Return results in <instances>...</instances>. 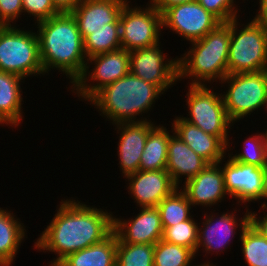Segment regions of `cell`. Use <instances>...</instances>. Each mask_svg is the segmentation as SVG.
Masks as SVG:
<instances>
[{
	"instance_id": "cell-43",
	"label": "cell",
	"mask_w": 267,
	"mask_h": 266,
	"mask_svg": "<svg viewBox=\"0 0 267 266\" xmlns=\"http://www.w3.org/2000/svg\"><path fill=\"white\" fill-rule=\"evenodd\" d=\"M6 124V126H8V124L0 117V125H5Z\"/></svg>"
},
{
	"instance_id": "cell-3",
	"label": "cell",
	"mask_w": 267,
	"mask_h": 266,
	"mask_svg": "<svg viewBox=\"0 0 267 266\" xmlns=\"http://www.w3.org/2000/svg\"><path fill=\"white\" fill-rule=\"evenodd\" d=\"M164 93L154 84L131 74L99 90L88 102L98 109L100 115L117 124L123 122L147 121V114L154 107L155 100ZM142 116L137 118V116ZM137 118V119H136Z\"/></svg>"
},
{
	"instance_id": "cell-22",
	"label": "cell",
	"mask_w": 267,
	"mask_h": 266,
	"mask_svg": "<svg viewBox=\"0 0 267 266\" xmlns=\"http://www.w3.org/2000/svg\"><path fill=\"white\" fill-rule=\"evenodd\" d=\"M22 80L21 76L0 71V117L12 128L23 121Z\"/></svg>"
},
{
	"instance_id": "cell-23",
	"label": "cell",
	"mask_w": 267,
	"mask_h": 266,
	"mask_svg": "<svg viewBox=\"0 0 267 266\" xmlns=\"http://www.w3.org/2000/svg\"><path fill=\"white\" fill-rule=\"evenodd\" d=\"M8 209L0 207V266H12L26 236V227Z\"/></svg>"
},
{
	"instance_id": "cell-42",
	"label": "cell",
	"mask_w": 267,
	"mask_h": 266,
	"mask_svg": "<svg viewBox=\"0 0 267 266\" xmlns=\"http://www.w3.org/2000/svg\"><path fill=\"white\" fill-rule=\"evenodd\" d=\"M197 266H216V265H213V263H210L209 261H206V262L201 263V264H199Z\"/></svg>"
},
{
	"instance_id": "cell-30",
	"label": "cell",
	"mask_w": 267,
	"mask_h": 266,
	"mask_svg": "<svg viewBox=\"0 0 267 266\" xmlns=\"http://www.w3.org/2000/svg\"><path fill=\"white\" fill-rule=\"evenodd\" d=\"M116 266H154V245L117 242Z\"/></svg>"
},
{
	"instance_id": "cell-12",
	"label": "cell",
	"mask_w": 267,
	"mask_h": 266,
	"mask_svg": "<svg viewBox=\"0 0 267 266\" xmlns=\"http://www.w3.org/2000/svg\"><path fill=\"white\" fill-rule=\"evenodd\" d=\"M220 23L222 22L198 1L177 4L162 13L163 29L170 28L168 30L189 43L205 37Z\"/></svg>"
},
{
	"instance_id": "cell-13",
	"label": "cell",
	"mask_w": 267,
	"mask_h": 266,
	"mask_svg": "<svg viewBox=\"0 0 267 266\" xmlns=\"http://www.w3.org/2000/svg\"><path fill=\"white\" fill-rule=\"evenodd\" d=\"M249 210L247 207L246 213L241 219H238L233 211L231 213H228V211L226 213L223 212L220 215L218 214L219 212L214 213V211L207 215L208 211H206L203 214V222H201L203 226H198V243L195 256L197 257L198 251L201 250L205 252V256L206 253L213 255L216 252L217 255H220L219 253L225 252V249H228V246H230V242L235 236L238 227V231L242 232L249 225ZM201 247L202 249L200 250L199 248Z\"/></svg>"
},
{
	"instance_id": "cell-10",
	"label": "cell",
	"mask_w": 267,
	"mask_h": 266,
	"mask_svg": "<svg viewBox=\"0 0 267 266\" xmlns=\"http://www.w3.org/2000/svg\"><path fill=\"white\" fill-rule=\"evenodd\" d=\"M129 3L123 7L119 19L122 48L130 52L161 43L163 25L159 10L150 1L144 8Z\"/></svg>"
},
{
	"instance_id": "cell-44",
	"label": "cell",
	"mask_w": 267,
	"mask_h": 266,
	"mask_svg": "<svg viewBox=\"0 0 267 266\" xmlns=\"http://www.w3.org/2000/svg\"><path fill=\"white\" fill-rule=\"evenodd\" d=\"M266 108V110L265 111H267V101L265 102V104H264V109Z\"/></svg>"
},
{
	"instance_id": "cell-39",
	"label": "cell",
	"mask_w": 267,
	"mask_h": 266,
	"mask_svg": "<svg viewBox=\"0 0 267 266\" xmlns=\"http://www.w3.org/2000/svg\"><path fill=\"white\" fill-rule=\"evenodd\" d=\"M259 10L254 20L267 30V0H259Z\"/></svg>"
},
{
	"instance_id": "cell-1",
	"label": "cell",
	"mask_w": 267,
	"mask_h": 266,
	"mask_svg": "<svg viewBox=\"0 0 267 266\" xmlns=\"http://www.w3.org/2000/svg\"><path fill=\"white\" fill-rule=\"evenodd\" d=\"M57 213L34 242L38 251L54 252L49 265H58L70 254L102 242L113 232V213L86 205L84 202L63 199Z\"/></svg>"
},
{
	"instance_id": "cell-9",
	"label": "cell",
	"mask_w": 267,
	"mask_h": 266,
	"mask_svg": "<svg viewBox=\"0 0 267 266\" xmlns=\"http://www.w3.org/2000/svg\"><path fill=\"white\" fill-rule=\"evenodd\" d=\"M90 64H94L93 69ZM129 64L130 54L124 48L89 57L83 74L70 86L71 91L88 103L99 90L128 74Z\"/></svg>"
},
{
	"instance_id": "cell-27",
	"label": "cell",
	"mask_w": 267,
	"mask_h": 266,
	"mask_svg": "<svg viewBox=\"0 0 267 266\" xmlns=\"http://www.w3.org/2000/svg\"><path fill=\"white\" fill-rule=\"evenodd\" d=\"M191 206L180 187L175 189L157 205L163 227H169L190 219L193 216L190 212L193 209Z\"/></svg>"
},
{
	"instance_id": "cell-26",
	"label": "cell",
	"mask_w": 267,
	"mask_h": 266,
	"mask_svg": "<svg viewBox=\"0 0 267 266\" xmlns=\"http://www.w3.org/2000/svg\"><path fill=\"white\" fill-rule=\"evenodd\" d=\"M84 49L87 58L104 54L122 48L119 23L104 25L101 29L92 31L84 39Z\"/></svg>"
},
{
	"instance_id": "cell-32",
	"label": "cell",
	"mask_w": 267,
	"mask_h": 266,
	"mask_svg": "<svg viewBox=\"0 0 267 266\" xmlns=\"http://www.w3.org/2000/svg\"><path fill=\"white\" fill-rule=\"evenodd\" d=\"M242 151L235 155L230 153L229 156L235 161L265 167L267 165V152L263 144L261 132L251 135L244 140Z\"/></svg>"
},
{
	"instance_id": "cell-15",
	"label": "cell",
	"mask_w": 267,
	"mask_h": 266,
	"mask_svg": "<svg viewBox=\"0 0 267 266\" xmlns=\"http://www.w3.org/2000/svg\"><path fill=\"white\" fill-rule=\"evenodd\" d=\"M140 212L128 219L113 216V232L117 242L155 245L162 239L163 225L157 207H140Z\"/></svg>"
},
{
	"instance_id": "cell-7",
	"label": "cell",
	"mask_w": 267,
	"mask_h": 266,
	"mask_svg": "<svg viewBox=\"0 0 267 266\" xmlns=\"http://www.w3.org/2000/svg\"><path fill=\"white\" fill-rule=\"evenodd\" d=\"M209 87L210 85H189L185 100L189 114L187 117L182 115V118L204 132L219 137L228 146L229 152L228 133L234 123L228 117L222 93L214 92Z\"/></svg>"
},
{
	"instance_id": "cell-34",
	"label": "cell",
	"mask_w": 267,
	"mask_h": 266,
	"mask_svg": "<svg viewBox=\"0 0 267 266\" xmlns=\"http://www.w3.org/2000/svg\"><path fill=\"white\" fill-rule=\"evenodd\" d=\"M23 13L34 16L35 24L47 20L60 12L55 8L52 0H22Z\"/></svg>"
},
{
	"instance_id": "cell-41",
	"label": "cell",
	"mask_w": 267,
	"mask_h": 266,
	"mask_svg": "<svg viewBox=\"0 0 267 266\" xmlns=\"http://www.w3.org/2000/svg\"><path fill=\"white\" fill-rule=\"evenodd\" d=\"M264 132H262L261 135H262V139H263V144H264L266 152H267V129Z\"/></svg>"
},
{
	"instance_id": "cell-20",
	"label": "cell",
	"mask_w": 267,
	"mask_h": 266,
	"mask_svg": "<svg viewBox=\"0 0 267 266\" xmlns=\"http://www.w3.org/2000/svg\"><path fill=\"white\" fill-rule=\"evenodd\" d=\"M171 127L194 152L208 163H218L226 158L228 146L217 136L204 132L199 127L184 120L182 116L174 117Z\"/></svg>"
},
{
	"instance_id": "cell-6",
	"label": "cell",
	"mask_w": 267,
	"mask_h": 266,
	"mask_svg": "<svg viewBox=\"0 0 267 266\" xmlns=\"http://www.w3.org/2000/svg\"><path fill=\"white\" fill-rule=\"evenodd\" d=\"M238 18L231 20L228 74L267 70V30L254 19L244 25Z\"/></svg>"
},
{
	"instance_id": "cell-8",
	"label": "cell",
	"mask_w": 267,
	"mask_h": 266,
	"mask_svg": "<svg viewBox=\"0 0 267 266\" xmlns=\"http://www.w3.org/2000/svg\"><path fill=\"white\" fill-rule=\"evenodd\" d=\"M219 84L228 87L222 96L228 117L234 124L262 109L267 101V70L227 74Z\"/></svg>"
},
{
	"instance_id": "cell-21",
	"label": "cell",
	"mask_w": 267,
	"mask_h": 266,
	"mask_svg": "<svg viewBox=\"0 0 267 266\" xmlns=\"http://www.w3.org/2000/svg\"><path fill=\"white\" fill-rule=\"evenodd\" d=\"M207 164L209 163L204 158L196 154L179 136L172 133L168 143L166 170L177 187L182 184L183 177L186 182L198 175Z\"/></svg>"
},
{
	"instance_id": "cell-24",
	"label": "cell",
	"mask_w": 267,
	"mask_h": 266,
	"mask_svg": "<svg viewBox=\"0 0 267 266\" xmlns=\"http://www.w3.org/2000/svg\"><path fill=\"white\" fill-rule=\"evenodd\" d=\"M117 236L112 232L102 242L78 250L57 266H116Z\"/></svg>"
},
{
	"instance_id": "cell-18",
	"label": "cell",
	"mask_w": 267,
	"mask_h": 266,
	"mask_svg": "<svg viewBox=\"0 0 267 266\" xmlns=\"http://www.w3.org/2000/svg\"><path fill=\"white\" fill-rule=\"evenodd\" d=\"M129 183L128 194L138 207H157L178 187L171 180L166 169L140 171L125 177Z\"/></svg>"
},
{
	"instance_id": "cell-17",
	"label": "cell",
	"mask_w": 267,
	"mask_h": 266,
	"mask_svg": "<svg viewBox=\"0 0 267 266\" xmlns=\"http://www.w3.org/2000/svg\"><path fill=\"white\" fill-rule=\"evenodd\" d=\"M223 160L218 163H209L195 177L183 182L181 190L186 194L192 207L216 206L222 202L228 195L225 189L224 174L220 165ZM216 204V205H215Z\"/></svg>"
},
{
	"instance_id": "cell-16",
	"label": "cell",
	"mask_w": 267,
	"mask_h": 266,
	"mask_svg": "<svg viewBox=\"0 0 267 266\" xmlns=\"http://www.w3.org/2000/svg\"><path fill=\"white\" fill-rule=\"evenodd\" d=\"M156 125L150 120L141 122H123L114 124L120 135L118 142V159L123 178L139 170L141 155L143 154L149 131Z\"/></svg>"
},
{
	"instance_id": "cell-2",
	"label": "cell",
	"mask_w": 267,
	"mask_h": 266,
	"mask_svg": "<svg viewBox=\"0 0 267 266\" xmlns=\"http://www.w3.org/2000/svg\"><path fill=\"white\" fill-rule=\"evenodd\" d=\"M37 26L44 74L49 75L51 69L59 70L73 85L83 74L87 61L76 19L71 12H64L37 23Z\"/></svg>"
},
{
	"instance_id": "cell-5",
	"label": "cell",
	"mask_w": 267,
	"mask_h": 266,
	"mask_svg": "<svg viewBox=\"0 0 267 266\" xmlns=\"http://www.w3.org/2000/svg\"><path fill=\"white\" fill-rule=\"evenodd\" d=\"M16 26L0 25V71L24 79L44 75L36 32Z\"/></svg>"
},
{
	"instance_id": "cell-33",
	"label": "cell",
	"mask_w": 267,
	"mask_h": 266,
	"mask_svg": "<svg viewBox=\"0 0 267 266\" xmlns=\"http://www.w3.org/2000/svg\"><path fill=\"white\" fill-rule=\"evenodd\" d=\"M207 11L215 15L221 22H229L239 17L240 9L236 6V0H197ZM235 2V4H234ZM236 6V7H235ZM238 14V16H237Z\"/></svg>"
},
{
	"instance_id": "cell-28",
	"label": "cell",
	"mask_w": 267,
	"mask_h": 266,
	"mask_svg": "<svg viewBox=\"0 0 267 266\" xmlns=\"http://www.w3.org/2000/svg\"><path fill=\"white\" fill-rule=\"evenodd\" d=\"M239 233L245 263L248 266H267V238L250 224Z\"/></svg>"
},
{
	"instance_id": "cell-31",
	"label": "cell",
	"mask_w": 267,
	"mask_h": 266,
	"mask_svg": "<svg viewBox=\"0 0 267 266\" xmlns=\"http://www.w3.org/2000/svg\"><path fill=\"white\" fill-rule=\"evenodd\" d=\"M195 219L177 223L169 227H163L162 240L197 251L198 225Z\"/></svg>"
},
{
	"instance_id": "cell-11",
	"label": "cell",
	"mask_w": 267,
	"mask_h": 266,
	"mask_svg": "<svg viewBox=\"0 0 267 266\" xmlns=\"http://www.w3.org/2000/svg\"><path fill=\"white\" fill-rule=\"evenodd\" d=\"M161 43L130 51V73L156 85L163 93L178 82V58L168 59Z\"/></svg>"
},
{
	"instance_id": "cell-19",
	"label": "cell",
	"mask_w": 267,
	"mask_h": 266,
	"mask_svg": "<svg viewBox=\"0 0 267 266\" xmlns=\"http://www.w3.org/2000/svg\"><path fill=\"white\" fill-rule=\"evenodd\" d=\"M129 0H82L71 12L84 39L106 24L119 23L123 7Z\"/></svg>"
},
{
	"instance_id": "cell-40",
	"label": "cell",
	"mask_w": 267,
	"mask_h": 266,
	"mask_svg": "<svg viewBox=\"0 0 267 266\" xmlns=\"http://www.w3.org/2000/svg\"><path fill=\"white\" fill-rule=\"evenodd\" d=\"M262 199L264 202L261 203V206H267V165L264 167Z\"/></svg>"
},
{
	"instance_id": "cell-25",
	"label": "cell",
	"mask_w": 267,
	"mask_h": 266,
	"mask_svg": "<svg viewBox=\"0 0 267 266\" xmlns=\"http://www.w3.org/2000/svg\"><path fill=\"white\" fill-rule=\"evenodd\" d=\"M172 131L167 130L162 124L155 125L148 133L143 154L141 155L139 170L152 171L166 169L168 143Z\"/></svg>"
},
{
	"instance_id": "cell-36",
	"label": "cell",
	"mask_w": 267,
	"mask_h": 266,
	"mask_svg": "<svg viewBox=\"0 0 267 266\" xmlns=\"http://www.w3.org/2000/svg\"><path fill=\"white\" fill-rule=\"evenodd\" d=\"M264 216L257 214L255 211L252 212L249 210V224L255 228L262 236L267 238V206H261ZM258 216V217H257Z\"/></svg>"
},
{
	"instance_id": "cell-4",
	"label": "cell",
	"mask_w": 267,
	"mask_h": 266,
	"mask_svg": "<svg viewBox=\"0 0 267 266\" xmlns=\"http://www.w3.org/2000/svg\"><path fill=\"white\" fill-rule=\"evenodd\" d=\"M230 38L231 20L190 42L192 47L178 58V81L189 77V85H207L218 80L220 83L228 74Z\"/></svg>"
},
{
	"instance_id": "cell-14",
	"label": "cell",
	"mask_w": 267,
	"mask_h": 266,
	"mask_svg": "<svg viewBox=\"0 0 267 266\" xmlns=\"http://www.w3.org/2000/svg\"><path fill=\"white\" fill-rule=\"evenodd\" d=\"M221 166L228 197L235 198L239 205L258 202L262 198L264 167L235 161L229 156ZM248 202V203H247Z\"/></svg>"
},
{
	"instance_id": "cell-29",
	"label": "cell",
	"mask_w": 267,
	"mask_h": 266,
	"mask_svg": "<svg viewBox=\"0 0 267 266\" xmlns=\"http://www.w3.org/2000/svg\"><path fill=\"white\" fill-rule=\"evenodd\" d=\"M195 258L191 249L162 239L154 245V266H197L192 264Z\"/></svg>"
},
{
	"instance_id": "cell-38",
	"label": "cell",
	"mask_w": 267,
	"mask_h": 266,
	"mask_svg": "<svg viewBox=\"0 0 267 266\" xmlns=\"http://www.w3.org/2000/svg\"><path fill=\"white\" fill-rule=\"evenodd\" d=\"M194 1L197 0H150V2L159 10L161 14L171 6Z\"/></svg>"
},
{
	"instance_id": "cell-35",
	"label": "cell",
	"mask_w": 267,
	"mask_h": 266,
	"mask_svg": "<svg viewBox=\"0 0 267 266\" xmlns=\"http://www.w3.org/2000/svg\"><path fill=\"white\" fill-rule=\"evenodd\" d=\"M22 13V0H0V25H15Z\"/></svg>"
},
{
	"instance_id": "cell-37",
	"label": "cell",
	"mask_w": 267,
	"mask_h": 266,
	"mask_svg": "<svg viewBox=\"0 0 267 266\" xmlns=\"http://www.w3.org/2000/svg\"><path fill=\"white\" fill-rule=\"evenodd\" d=\"M82 0H52L55 8L60 12H72Z\"/></svg>"
}]
</instances>
